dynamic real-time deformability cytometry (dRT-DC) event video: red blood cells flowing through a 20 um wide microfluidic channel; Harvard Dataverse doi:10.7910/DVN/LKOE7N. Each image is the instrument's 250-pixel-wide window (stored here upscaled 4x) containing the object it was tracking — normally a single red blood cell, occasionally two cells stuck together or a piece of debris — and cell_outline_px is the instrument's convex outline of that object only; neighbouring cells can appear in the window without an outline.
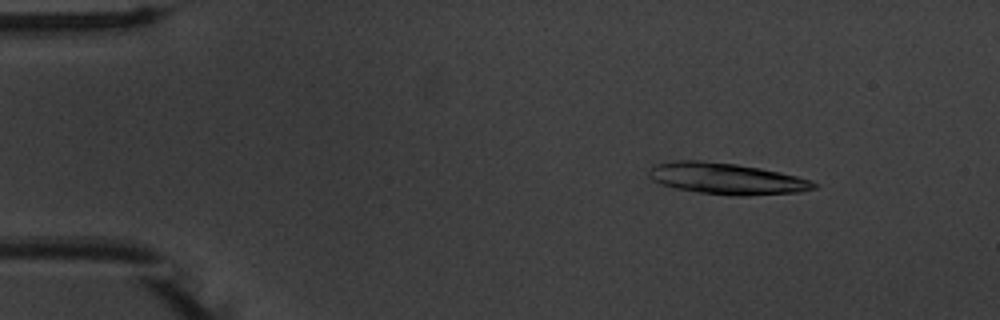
{"species": "common noctule bat (a hibernating species)", "species_latin": "Nyctalus noctula", "temperature_condition": "warm", "stored_images_in_passage": 53, "segment_of_instrument_passage": [1, 2], "camera_frame_rate_fps": 3000, "um_per_image_px": 0.085, "animal": {"sex": "male", "body_mass_g": 20.1, "forearm_length_mm": 53.5}, "frame": {"image": 1, "passage_image": 7, "time_ms": 2.0, "image_size_px": [1000, 320], "cell_outline_px": [[816, 188], [800, 192], [744, 196], [732, 196], [700, 192], [676, 188], [660, 184], [652, 180], [648, 176], [648, 168], [656, 164], [672, 160], [700, 160], [736, 164], [760, 168], [780, 172], [812, 180], [816, 184]], "centroid_in_image_um": [61.72, 15.18], "position_along_channel_um": 23.3, "area_um2": 30.29}}